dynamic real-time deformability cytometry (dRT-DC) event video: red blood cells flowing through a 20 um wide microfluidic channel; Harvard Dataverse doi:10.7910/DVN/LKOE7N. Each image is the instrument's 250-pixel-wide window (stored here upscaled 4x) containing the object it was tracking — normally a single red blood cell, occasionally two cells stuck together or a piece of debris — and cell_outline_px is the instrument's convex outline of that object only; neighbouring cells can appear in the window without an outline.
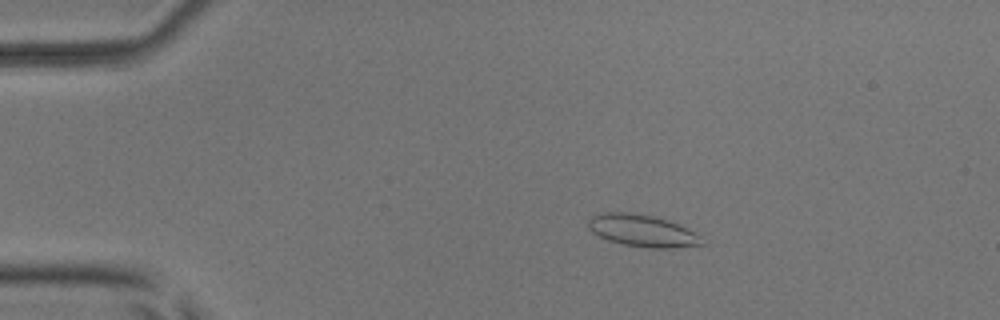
{"species": "common noctule bat (a hibernating species)", "species_latin": "Nyctalus noctula", "temperature_condition": "room temperature", "stored_images_in_passage": 43, "camera_frame_rate_fps": 3000, "um_per_image_px": 0.085, "animal": {"sex": "male", "body_mass_g": 17.9, "forearm_length_mm": 54.2}, "frame": {"image": 1, "passage_image": 11, "time_ms": 3.333, "image_size_px": [1000, 320], "cell_outline_px": [[704, 244], [672, 248], [648, 248], [624, 244], [608, 240], [592, 232], [588, 228], [588, 220], [592, 216], [604, 212], [632, 212], [652, 216], [668, 220], [692, 232]], "centroid_in_image_um": [54.51, 19.6], "position_along_channel_um": 30.5, "area_um2": 20.75}}
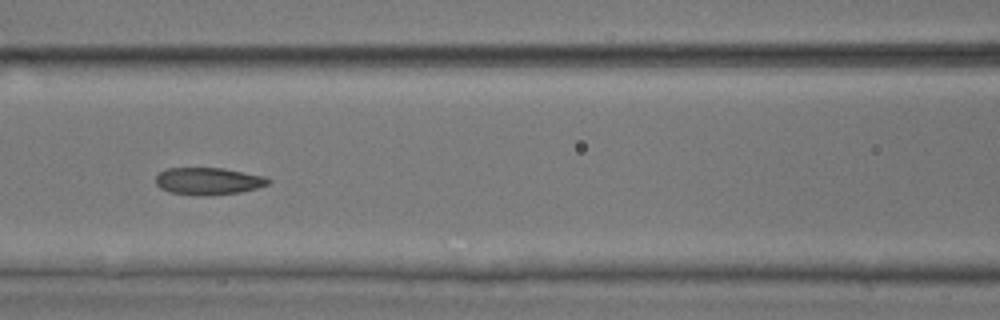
{"frame": {"image": 2, "passage_image": 25, "time_ms": 8.0, "image_size_px": [1000, 320], "cell_outline_px": [[272, 180], [268, 184], [256, 188], [240, 192], [208, 196], [196, 196], [168, 192], [160, 188], [156, 184], [156, 176], [160, 172], [168, 168], [224, 168], [264, 176]], "centroid_in_image_um": [17.69, 15.4], "position_along_channel_um": 148.9, "area_um2": 17.98}}
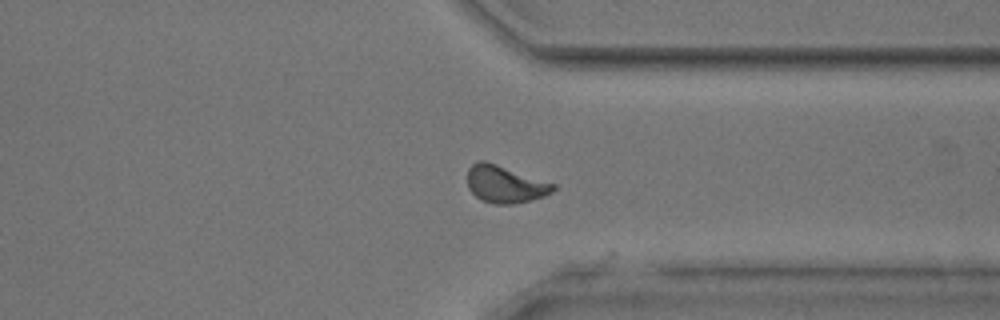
{"frame": {"image": 3, "passage_image": 42, "time_ms": 13.667, "image_size_px": [1000, 320], "cell_outline_px": [[556, 188], [552, 192], [544, 196], [532, 200], [512, 204], [496, 204], [480, 200], [468, 188], [468, 168], [476, 160], [484, 160], [556, 184]], "centroid_in_image_um": [42.92, 15.66], "position_along_channel_um": 368.5, "area_um2": 18.61}, "authors_computed_cell_mechanics": {"area_um2": 18.6116, "velocity_mm_per_s": 3.8809, "shape_relaxation_time_tau1_ms": 2.9719, "shape_relaxation_time_tau2_ms": 1.383, "deformation_change_tau1": 0.1245, "deformation_change_tau2": 0.0743}}